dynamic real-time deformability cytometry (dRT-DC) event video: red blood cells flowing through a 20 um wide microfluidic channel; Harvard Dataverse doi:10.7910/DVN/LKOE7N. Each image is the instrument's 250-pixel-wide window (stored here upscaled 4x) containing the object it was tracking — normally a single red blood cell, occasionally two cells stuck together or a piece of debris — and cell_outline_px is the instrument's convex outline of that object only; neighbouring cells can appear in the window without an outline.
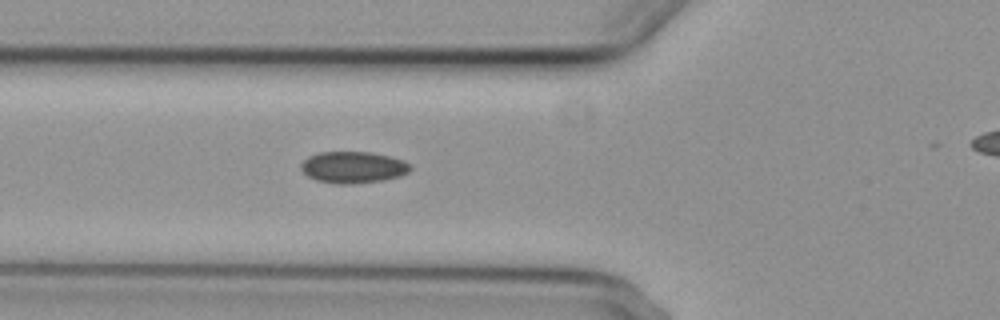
{"species": "common noctule bat (a hibernating species)", "species_latin": "Nyctalus noctula", "temperature_condition": "cold", "stored_images_in_passage": 7, "segment_of_instrument_passage": [1, 2], "camera_frame_rate_fps": 3000, "um_per_image_px": 0.085, "animal": {"sex": "female", "body_mass_g": 29.2, "forearm_length_mm": 56.3}, "frame": {"image": 1, "passage_image": 6, "time_ms": 5.667, "image_size_px": [1000, 320], "cell_outline_px": [[412, 168], [408, 172], [400, 176], [384, 180], [352, 184], [336, 184], [316, 180], [308, 176], [300, 168], [300, 164], [308, 156], [320, 152], [372, 152], [404, 160]], "centroid_in_image_um": [30.0, 14.22], "position_along_channel_um": 95.8, "area_um2": 20.17}}